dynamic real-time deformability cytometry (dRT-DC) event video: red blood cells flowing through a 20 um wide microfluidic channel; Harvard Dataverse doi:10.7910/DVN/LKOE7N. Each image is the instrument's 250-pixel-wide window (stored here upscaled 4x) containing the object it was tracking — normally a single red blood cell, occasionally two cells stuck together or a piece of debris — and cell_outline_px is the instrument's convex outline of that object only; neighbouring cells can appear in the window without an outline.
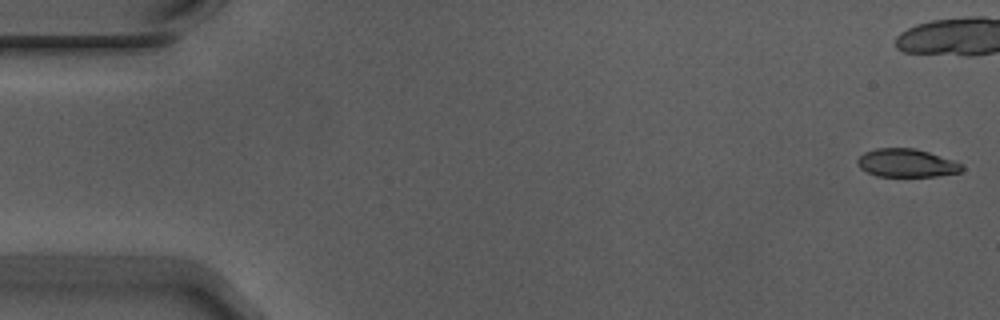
{"species": "Egyptian fruit bat (a non-hibernating species)", "species_latin": "Rousettus aegyptiacus", "temperature_condition": "warm", "stored_images_in_passage": 43, "camera_frame_rate_fps": 3000, "um_per_image_px": 0.085, "animal": {"sex": "male"}, "frame": {"image": 1, "passage_image": 1, "time_ms": 0.0, "image_size_px": [1000, 320], "cell_outline_px": [[964, 168], [960, 172], [936, 176], [876, 176], [860, 168], [856, 160], [864, 152], [876, 148], [916, 148], [952, 160], [960, 164]], "centroid_in_image_um": [77.02, 13.85], "position_along_channel_um": 8.0, "area_um2": 16.99}}